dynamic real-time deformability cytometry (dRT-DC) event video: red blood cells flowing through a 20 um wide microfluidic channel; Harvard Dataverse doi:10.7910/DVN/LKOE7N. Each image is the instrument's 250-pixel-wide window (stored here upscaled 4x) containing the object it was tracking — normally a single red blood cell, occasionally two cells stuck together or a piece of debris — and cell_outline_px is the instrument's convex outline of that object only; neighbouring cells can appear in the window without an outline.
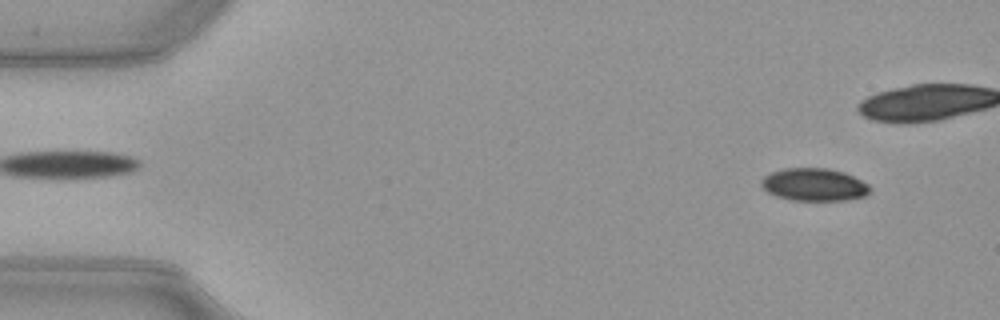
{"species": "common noctule bat (a hibernating species)", "species_latin": "Nyctalus noctula", "temperature_condition": "warm", "stored_images_in_passage": 40, "camera_frame_rate_fps": 3000, "um_per_image_px": 0.085, "animal": {"sex": "female", "body_mass_g": 21.9}, "frame": {"image": 1, "passage_image": 4, "time_ms": 1.0, "image_size_px": [1000, 320], "cell_outline_px": [[872, 188], [864, 196], [844, 200], [792, 200], [776, 196], [768, 192], [760, 184], [760, 180], [764, 176], [772, 172], [784, 168], [828, 168], [844, 172], [868, 184]], "centroid_in_image_um": [69.18, 15.69], "position_along_channel_um": 15.8, "area_um2": 20.58}}
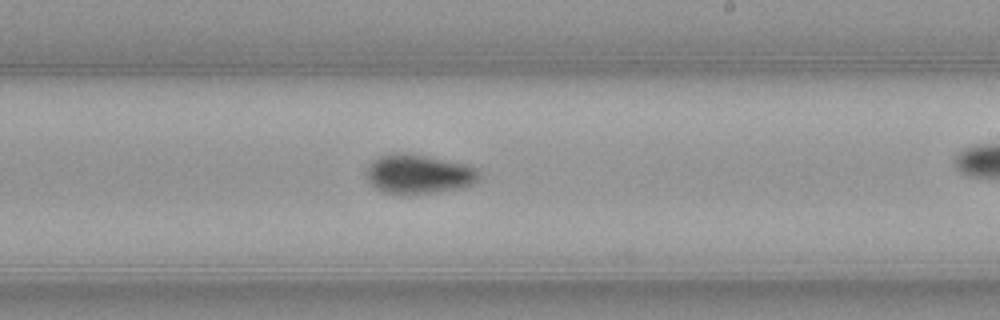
{"frame": {"image": 2, "passage_image": 30, "time_ms": 9.667, "image_size_px": [1000, 320], "cell_outline_px": [[480, 180], [464, 188], [400, 196], [384, 192], [376, 188], [368, 180], [364, 172], [368, 164], [372, 160], [380, 156], [396, 152], [404, 152], [468, 164], [480, 168]], "centroid_in_image_um": [35.6, 14.8], "position_along_channel_um": 253.4, "area_um2": 26.47}}
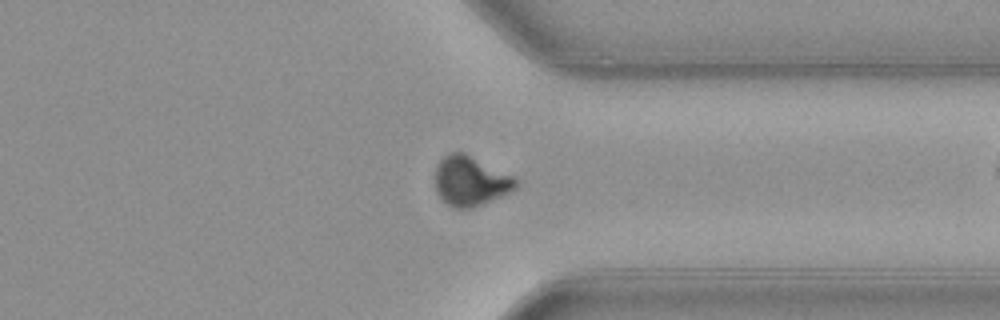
{"frame": {"image": 3, "passage_image": 39, "time_ms": 12.667, "image_size_px": [1000, 320], "cell_outline_px": [[520, 184], [516, 188], [500, 196], [472, 208], [452, 208], [436, 192], [436, 164], [444, 156], [452, 152], [464, 152], [520, 180]], "centroid_in_image_um": [39.99, 15.38], "position_along_channel_um": 371.4, "area_um2": 23.12}}